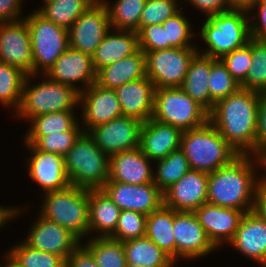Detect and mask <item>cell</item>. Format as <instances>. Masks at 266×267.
<instances>
[{"label":"cell","mask_w":266,"mask_h":267,"mask_svg":"<svg viewBox=\"0 0 266 267\" xmlns=\"http://www.w3.org/2000/svg\"><path fill=\"white\" fill-rule=\"evenodd\" d=\"M127 264L137 267H172L175 261L147 236L122 242Z\"/></svg>","instance_id":"obj_30"},{"label":"cell","mask_w":266,"mask_h":267,"mask_svg":"<svg viewBox=\"0 0 266 267\" xmlns=\"http://www.w3.org/2000/svg\"><path fill=\"white\" fill-rule=\"evenodd\" d=\"M109 13L110 27L116 30H139V20L146 0H117L115 4H108L102 0ZM111 6V7H110Z\"/></svg>","instance_id":"obj_33"},{"label":"cell","mask_w":266,"mask_h":267,"mask_svg":"<svg viewBox=\"0 0 266 267\" xmlns=\"http://www.w3.org/2000/svg\"><path fill=\"white\" fill-rule=\"evenodd\" d=\"M256 160L257 163L262 167L264 166L263 168H265L266 170V151L260 157H256ZM262 177H263L262 179L266 181V175Z\"/></svg>","instance_id":"obj_55"},{"label":"cell","mask_w":266,"mask_h":267,"mask_svg":"<svg viewBox=\"0 0 266 267\" xmlns=\"http://www.w3.org/2000/svg\"><path fill=\"white\" fill-rule=\"evenodd\" d=\"M259 0H230L233 9H246L256 4Z\"/></svg>","instance_id":"obj_54"},{"label":"cell","mask_w":266,"mask_h":267,"mask_svg":"<svg viewBox=\"0 0 266 267\" xmlns=\"http://www.w3.org/2000/svg\"><path fill=\"white\" fill-rule=\"evenodd\" d=\"M208 87L210 92V111L214 104L229 95L235 93L240 84L227 71L226 66L220 59L210 57V73L208 78Z\"/></svg>","instance_id":"obj_37"},{"label":"cell","mask_w":266,"mask_h":267,"mask_svg":"<svg viewBox=\"0 0 266 267\" xmlns=\"http://www.w3.org/2000/svg\"><path fill=\"white\" fill-rule=\"evenodd\" d=\"M180 150L191 170L206 173L229 164L239 155L209 121L201 127L183 131Z\"/></svg>","instance_id":"obj_3"},{"label":"cell","mask_w":266,"mask_h":267,"mask_svg":"<svg viewBox=\"0 0 266 267\" xmlns=\"http://www.w3.org/2000/svg\"><path fill=\"white\" fill-rule=\"evenodd\" d=\"M241 88L258 93L266 92V42L252 38V60Z\"/></svg>","instance_id":"obj_41"},{"label":"cell","mask_w":266,"mask_h":267,"mask_svg":"<svg viewBox=\"0 0 266 267\" xmlns=\"http://www.w3.org/2000/svg\"><path fill=\"white\" fill-rule=\"evenodd\" d=\"M102 189L121 210L148 216L164 205L163 192L154 182L133 185L107 180Z\"/></svg>","instance_id":"obj_13"},{"label":"cell","mask_w":266,"mask_h":267,"mask_svg":"<svg viewBox=\"0 0 266 267\" xmlns=\"http://www.w3.org/2000/svg\"><path fill=\"white\" fill-rule=\"evenodd\" d=\"M183 131L153 118L142 123L139 148L151 161L165 158L180 149Z\"/></svg>","instance_id":"obj_21"},{"label":"cell","mask_w":266,"mask_h":267,"mask_svg":"<svg viewBox=\"0 0 266 267\" xmlns=\"http://www.w3.org/2000/svg\"><path fill=\"white\" fill-rule=\"evenodd\" d=\"M191 4L199 8L203 12H206L205 15H215L219 13H224L231 11L233 6L230 0H186Z\"/></svg>","instance_id":"obj_49"},{"label":"cell","mask_w":266,"mask_h":267,"mask_svg":"<svg viewBox=\"0 0 266 267\" xmlns=\"http://www.w3.org/2000/svg\"><path fill=\"white\" fill-rule=\"evenodd\" d=\"M152 118L186 131L206 124L209 112L180 87L158 88Z\"/></svg>","instance_id":"obj_8"},{"label":"cell","mask_w":266,"mask_h":267,"mask_svg":"<svg viewBox=\"0 0 266 267\" xmlns=\"http://www.w3.org/2000/svg\"><path fill=\"white\" fill-rule=\"evenodd\" d=\"M143 77H146L145 54L138 49L134 54L99 69L96 72V84L115 90Z\"/></svg>","instance_id":"obj_27"},{"label":"cell","mask_w":266,"mask_h":267,"mask_svg":"<svg viewBox=\"0 0 266 267\" xmlns=\"http://www.w3.org/2000/svg\"><path fill=\"white\" fill-rule=\"evenodd\" d=\"M265 222H266V181L260 179L255 195L254 209Z\"/></svg>","instance_id":"obj_52"},{"label":"cell","mask_w":266,"mask_h":267,"mask_svg":"<svg viewBox=\"0 0 266 267\" xmlns=\"http://www.w3.org/2000/svg\"><path fill=\"white\" fill-rule=\"evenodd\" d=\"M174 210L164 205L149 214L145 221V236L176 261V244L173 233Z\"/></svg>","instance_id":"obj_29"},{"label":"cell","mask_w":266,"mask_h":267,"mask_svg":"<svg viewBox=\"0 0 266 267\" xmlns=\"http://www.w3.org/2000/svg\"><path fill=\"white\" fill-rule=\"evenodd\" d=\"M257 19L256 24L250 20V35L251 38L259 41L266 42V0H259L256 4L251 6L247 11L257 8ZM258 22V23H257ZM261 23V24H260ZM259 24V25H258Z\"/></svg>","instance_id":"obj_48"},{"label":"cell","mask_w":266,"mask_h":267,"mask_svg":"<svg viewBox=\"0 0 266 267\" xmlns=\"http://www.w3.org/2000/svg\"><path fill=\"white\" fill-rule=\"evenodd\" d=\"M246 12V13H245ZM249 12L246 9L207 16L202 28L201 38L208 49L204 56L220 59L224 55L245 46L251 39Z\"/></svg>","instance_id":"obj_5"},{"label":"cell","mask_w":266,"mask_h":267,"mask_svg":"<svg viewBox=\"0 0 266 267\" xmlns=\"http://www.w3.org/2000/svg\"><path fill=\"white\" fill-rule=\"evenodd\" d=\"M79 102L83 106L84 127L89 130L123 115L115 91L96 83L80 92Z\"/></svg>","instance_id":"obj_20"},{"label":"cell","mask_w":266,"mask_h":267,"mask_svg":"<svg viewBox=\"0 0 266 267\" xmlns=\"http://www.w3.org/2000/svg\"><path fill=\"white\" fill-rule=\"evenodd\" d=\"M137 33L138 47L144 54L166 49V35L162 24L143 26Z\"/></svg>","instance_id":"obj_46"},{"label":"cell","mask_w":266,"mask_h":267,"mask_svg":"<svg viewBox=\"0 0 266 267\" xmlns=\"http://www.w3.org/2000/svg\"><path fill=\"white\" fill-rule=\"evenodd\" d=\"M97 0H48L37 10L47 20L69 29Z\"/></svg>","instance_id":"obj_32"},{"label":"cell","mask_w":266,"mask_h":267,"mask_svg":"<svg viewBox=\"0 0 266 267\" xmlns=\"http://www.w3.org/2000/svg\"><path fill=\"white\" fill-rule=\"evenodd\" d=\"M121 211L103 189L89 190V233L98 230L101 234L96 237H111Z\"/></svg>","instance_id":"obj_28"},{"label":"cell","mask_w":266,"mask_h":267,"mask_svg":"<svg viewBox=\"0 0 266 267\" xmlns=\"http://www.w3.org/2000/svg\"><path fill=\"white\" fill-rule=\"evenodd\" d=\"M85 248L91 253L98 267H126L123 243L110 237H94Z\"/></svg>","instance_id":"obj_34"},{"label":"cell","mask_w":266,"mask_h":267,"mask_svg":"<svg viewBox=\"0 0 266 267\" xmlns=\"http://www.w3.org/2000/svg\"><path fill=\"white\" fill-rule=\"evenodd\" d=\"M220 60L232 77L241 85L246 80L248 69L252 64V38L245 46L224 55Z\"/></svg>","instance_id":"obj_45"},{"label":"cell","mask_w":266,"mask_h":267,"mask_svg":"<svg viewBox=\"0 0 266 267\" xmlns=\"http://www.w3.org/2000/svg\"><path fill=\"white\" fill-rule=\"evenodd\" d=\"M266 151V92L260 93L257 108L254 157H260Z\"/></svg>","instance_id":"obj_47"},{"label":"cell","mask_w":266,"mask_h":267,"mask_svg":"<svg viewBox=\"0 0 266 267\" xmlns=\"http://www.w3.org/2000/svg\"><path fill=\"white\" fill-rule=\"evenodd\" d=\"M176 0H146L139 20V29L143 26L164 23L182 8H178Z\"/></svg>","instance_id":"obj_44"},{"label":"cell","mask_w":266,"mask_h":267,"mask_svg":"<svg viewBox=\"0 0 266 267\" xmlns=\"http://www.w3.org/2000/svg\"><path fill=\"white\" fill-rule=\"evenodd\" d=\"M259 96L240 87L209 112V122L239 155L254 153Z\"/></svg>","instance_id":"obj_1"},{"label":"cell","mask_w":266,"mask_h":267,"mask_svg":"<svg viewBox=\"0 0 266 267\" xmlns=\"http://www.w3.org/2000/svg\"><path fill=\"white\" fill-rule=\"evenodd\" d=\"M197 48H169L145 53L146 76L156 89L181 87Z\"/></svg>","instance_id":"obj_10"},{"label":"cell","mask_w":266,"mask_h":267,"mask_svg":"<svg viewBox=\"0 0 266 267\" xmlns=\"http://www.w3.org/2000/svg\"><path fill=\"white\" fill-rule=\"evenodd\" d=\"M194 214L209 240L219 248L223 242L229 243L232 240L245 212L206 202Z\"/></svg>","instance_id":"obj_18"},{"label":"cell","mask_w":266,"mask_h":267,"mask_svg":"<svg viewBox=\"0 0 266 267\" xmlns=\"http://www.w3.org/2000/svg\"><path fill=\"white\" fill-rule=\"evenodd\" d=\"M209 73L210 57L198 53L190 62L189 69L180 87L208 112H210Z\"/></svg>","instance_id":"obj_31"},{"label":"cell","mask_w":266,"mask_h":267,"mask_svg":"<svg viewBox=\"0 0 266 267\" xmlns=\"http://www.w3.org/2000/svg\"><path fill=\"white\" fill-rule=\"evenodd\" d=\"M0 62L33 75L32 45L25 18L0 23Z\"/></svg>","instance_id":"obj_14"},{"label":"cell","mask_w":266,"mask_h":267,"mask_svg":"<svg viewBox=\"0 0 266 267\" xmlns=\"http://www.w3.org/2000/svg\"><path fill=\"white\" fill-rule=\"evenodd\" d=\"M77 123L71 130L49 134L47 136H26L25 144H32L36 149L44 152L65 156L73 147L74 142L83 132Z\"/></svg>","instance_id":"obj_39"},{"label":"cell","mask_w":266,"mask_h":267,"mask_svg":"<svg viewBox=\"0 0 266 267\" xmlns=\"http://www.w3.org/2000/svg\"><path fill=\"white\" fill-rule=\"evenodd\" d=\"M250 156L238 155L229 164L208 173V203L245 213L253 211L260 177L255 179V162Z\"/></svg>","instance_id":"obj_2"},{"label":"cell","mask_w":266,"mask_h":267,"mask_svg":"<svg viewBox=\"0 0 266 267\" xmlns=\"http://www.w3.org/2000/svg\"><path fill=\"white\" fill-rule=\"evenodd\" d=\"M157 161L154 183L163 193L191 170L189 161L180 149Z\"/></svg>","instance_id":"obj_35"},{"label":"cell","mask_w":266,"mask_h":267,"mask_svg":"<svg viewBox=\"0 0 266 267\" xmlns=\"http://www.w3.org/2000/svg\"><path fill=\"white\" fill-rule=\"evenodd\" d=\"M45 194L40 216L82 240L89 233V190L69 185Z\"/></svg>","instance_id":"obj_6"},{"label":"cell","mask_w":266,"mask_h":267,"mask_svg":"<svg viewBox=\"0 0 266 267\" xmlns=\"http://www.w3.org/2000/svg\"><path fill=\"white\" fill-rule=\"evenodd\" d=\"M155 89L154 83L147 76L116 88L114 91L120 102L122 114L142 122L152 118Z\"/></svg>","instance_id":"obj_24"},{"label":"cell","mask_w":266,"mask_h":267,"mask_svg":"<svg viewBox=\"0 0 266 267\" xmlns=\"http://www.w3.org/2000/svg\"><path fill=\"white\" fill-rule=\"evenodd\" d=\"M33 153L29 158V176L43 189L44 194L67 188L70 181L65 169L64 156L36 149L26 144Z\"/></svg>","instance_id":"obj_22"},{"label":"cell","mask_w":266,"mask_h":267,"mask_svg":"<svg viewBox=\"0 0 266 267\" xmlns=\"http://www.w3.org/2000/svg\"><path fill=\"white\" fill-rule=\"evenodd\" d=\"M67 267H98L91 253L83 246H79L68 258Z\"/></svg>","instance_id":"obj_51"},{"label":"cell","mask_w":266,"mask_h":267,"mask_svg":"<svg viewBox=\"0 0 266 267\" xmlns=\"http://www.w3.org/2000/svg\"><path fill=\"white\" fill-rule=\"evenodd\" d=\"M208 173L190 170L164 193V206L175 211L194 212L207 202Z\"/></svg>","instance_id":"obj_16"},{"label":"cell","mask_w":266,"mask_h":267,"mask_svg":"<svg viewBox=\"0 0 266 267\" xmlns=\"http://www.w3.org/2000/svg\"><path fill=\"white\" fill-rule=\"evenodd\" d=\"M7 254L5 257H7L8 261L3 267H21L9 253Z\"/></svg>","instance_id":"obj_56"},{"label":"cell","mask_w":266,"mask_h":267,"mask_svg":"<svg viewBox=\"0 0 266 267\" xmlns=\"http://www.w3.org/2000/svg\"><path fill=\"white\" fill-rule=\"evenodd\" d=\"M33 55V75L40 69L45 75L69 47L68 30L47 20L37 10L25 17Z\"/></svg>","instance_id":"obj_9"},{"label":"cell","mask_w":266,"mask_h":267,"mask_svg":"<svg viewBox=\"0 0 266 267\" xmlns=\"http://www.w3.org/2000/svg\"><path fill=\"white\" fill-rule=\"evenodd\" d=\"M19 209L3 208L0 206V227L6 223L5 221L13 218L17 213L19 214Z\"/></svg>","instance_id":"obj_53"},{"label":"cell","mask_w":266,"mask_h":267,"mask_svg":"<svg viewBox=\"0 0 266 267\" xmlns=\"http://www.w3.org/2000/svg\"><path fill=\"white\" fill-rule=\"evenodd\" d=\"M140 148L122 151L109 156L108 180L126 184H147L154 182L150 162Z\"/></svg>","instance_id":"obj_23"},{"label":"cell","mask_w":266,"mask_h":267,"mask_svg":"<svg viewBox=\"0 0 266 267\" xmlns=\"http://www.w3.org/2000/svg\"><path fill=\"white\" fill-rule=\"evenodd\" d=\"M30 77L31 75H27L24 81L21 104L16 111L19 116L31 121L41 114L74 110L80 103V92L72 86L47 77L41 83L29 87Z\"/></svg>","instance_id":"obj_7"},{"label":"cell","mask_w":266,"mask_h":267,"mask_svg":"<svg viewBox=\"0 0 266 267\" xmlns=\"http://www.w3.org/2000/svg\"><path fill=\"white\" fill-rule=\"evenodd\" d=\"M147 216L136 211L122 210L116 230L110 237L121 242L145 236Z\"/></svg>","instance_id":"obj_43"},{"label":"cell","mask_w":266,"mask_h":267,"mask_svg":"<svg viewBox=\"0 0 266 267\" xmlns=\"http://www.w3.org/2000/svg\"><path fill=\"white\" fill-rule=\"evenodd\" d=\"M173 233L177 258H197L213 252L216 247L209 240L194 212L175 211Z\"/></svg>","instance_id":"obj_15"},{"label":"cell","mask_w":266,"mask_h":267,"mask_svg":"<svg viewBox=\"0 0 266 267\" xmlns=\"http://www.w3.org/2000/svg\"><path fill=\"white\" fill-rule=\"evenodd\" d=\"M126 267H137L135 265L127 264Z\"/></svg>","instance_id":"obj_57"},{"label":"cell","mask_w":266,"mask_h":267,"mask_svg":"<svg viewBox=\"0 0 266 267\" xmlns=\"http://www.w3.org/2000/svg\"><path fill=\"white\" fill-rule=\"evenodd\" d=\"M9 254L21 267H67L63 257L35 249L25 241L11 248Z\"/></svg>","instance_id":"obj_40"},{"label":"cell","mask_w":266,"mask_h":267,"mask_svg":"<svg viewBox=\"0 0 266 267\" xmlns=\"http://www.w3.org/2000/svg\"><path fill=\"white\" fill-rule=\"evenodd\" d=\"M70 185L87 190L102 189L109 178V156L82 132L64 156Z\"/></svg>","instance_id":"obj_4"},{"label":"cell","mask_w":266,"mask_h":267,"mask_svg":"<svg viewBox=\"0 0 266 267\" xmlns=\"http://www.w3.org/2000/svg\"><path fill=\"white\" fill-rule=\"evenodd\" d=\"M24 241L35 249L59 255L66 261L80 246V240L69 230L42 216L37 219Z\"/></svg>","instance_id":"obj_17"},{"label":"cell","mask_w":266,"mask_h":267,"mask_svg":"<svg viewBox=\"0 0 266 267\" xmlns=\"http://www.w3.org/2000/svg\"><path fill=\"white\" fill-rule=\"evenodd\" d=\"M73 111L53 112L33 117L32 127L26 136H47L71 130L77 124Z\"/></svg>","instance_id":"obj_38"},{"label":"cell","mask_w":266,"mask_h":267,"mask_svg":"<svg viewBox=\"0 0 266 267\" xmlns=\"http://www.w3.org/2000/svg\"><path fill=\"white\" fill-rule=\"evenodd\" d=\"M246 257L266 264V222L255 212H246L229 242Z\"/></svg>","instance_id":"obj_25"},{"label":"cell","mask_w":266,"mask_h":267,"mask_svg":"<svg viewBox=\"0 0 266 267\" xmlns=\"http://www.w3.org/2000/svg\"><path fill=\"white\" fill-rule=\"evenodd\" d=\"M106 33L103 41L92 54L95 71L134 54L138 49V33L130 30H114Z\"/></svg>","instance_id":"obj_26"},{"label":"cell","mask_w":266,"mask_h":267,"mask_svg":"<svg viewBox=\"0 0 266 267\" xmlns=\"http://www.w3.org/2000/svg\"><path fill=\"white\" fill-rule=\"evenodd\" d=\"M44 76L61 84L70 85L79 92L96 83L92 56L71 47L67 48ZM79 81L84 83L83 89L74 85Z\"/></svg>","instance_id":"obj_19"},{"label":"cell","mask_w":266,"mask_h":267,"mask_svg":"<svg viewBox=\"0 0 266 267\" xmlns=\"http://www.w3.org/2000/svg\"><path fill=\"white\" fill-rule=\"evenodd\" d=\"M142 121L131 116H119L88 132L96 145L108 156L139 147Z\"/></svg>","instance_id":"obj_12"},{"label":"cell","mask_w":266,"mask_h":267,"mask_svg":"<svg viewBox=\"0 0 266 267\" xmlns=\"http://www.w3.org/2000/svg\"><path fill=\"white\" fill-rule=\"evenodd\" d=\"M22 0H0V23L17 21Z\"/></svg>","instance_id":"obj_50"},{"label":"cell","mask_w":266,"mask_h":267,"mask_svg":"<svg viewBox=\"0 0 266 267\" xmlns=\"http://www.w3.org/2000/svg\"><path fill=\"white\" fill-rule=\"evenodd\" d=\"M110 28L107 6L97 0L68 29L69 47L92 56Z\"/></svg>","instance_id":"obj_11"},{"label":"cell","mask_w":266,"mask_h":267,"mask_svg":"<svg viewBox=\"0 0 266 267\" xmlns=\"http://www.w3.org/2000/svg\"><path fill=\"white\" fill-rule=\"evenodd\" d=\"M180 12L181 10L162 23L166 35V49L195 48L190 41L196 33L191 32L190 23Z\"/></svg>","instance_id":"obj_42"},{"label":"cell","mask_w":266,"mask_h":267,"mask_svg":"<svg viewBox=\"0 0 266 267\" xmlns=\"http://www.w3.org/2000/svg\"><path fill=\"white\" fill-rule=\"evenodd\" d=\"M27 74L10 64L0 62V103L18 110Z\"/></svg>","instance_id":"obj_36"}]
</instances>
